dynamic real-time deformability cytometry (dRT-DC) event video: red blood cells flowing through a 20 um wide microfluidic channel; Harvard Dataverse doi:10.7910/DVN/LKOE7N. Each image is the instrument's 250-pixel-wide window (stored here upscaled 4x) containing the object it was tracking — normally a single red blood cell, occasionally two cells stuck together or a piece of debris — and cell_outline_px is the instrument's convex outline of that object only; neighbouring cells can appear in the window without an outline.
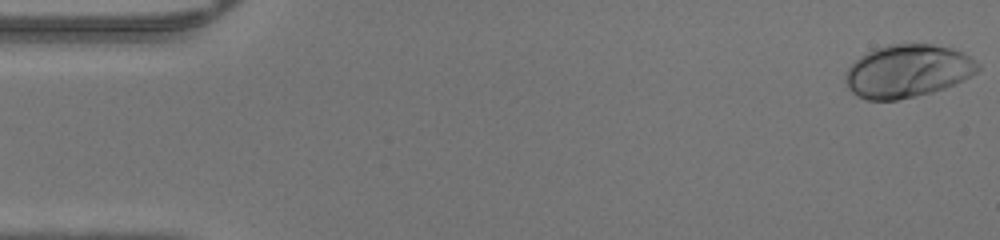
{"species": "human", "species_latin": "Homo sapiens", "temperature_condition": "warm", "stored_images_in_passage": 47, "camera_frame_rate_fps": 3000, "um_per_image_px": 0.085, "donor": {"sex": "male"}, "frame": {"image": 1, "passage_image": 1, "time_ms": 0.0, "image_size_px": [1000, 240], "cell_outline_px": [[980, 68], [976, 72], [944, 88], [932, 92], [916, 96], [896, 100], [868, 100], [852, 92], [848, 88], [844, 80], [844, 72], [860, 56], [876, 48], [888, 44], [932, 44], [952, 48], [968, 56], [980, 64]], "centroid_in_image_um": [77.1, 6.04], "position_along_channel_um": 7.9, "area_um2": 40.46}}
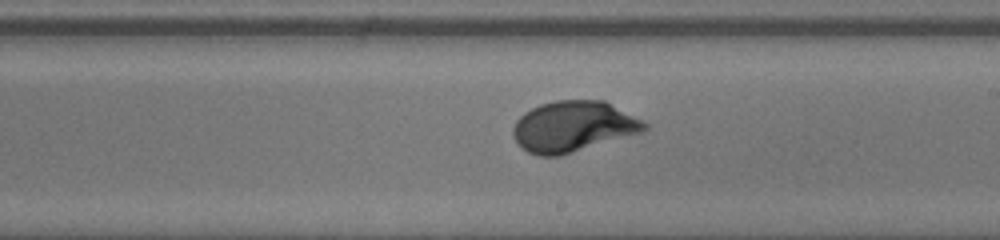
{"frame": {"image": 2, "passage_image": 27, "time_ms": 8.667, "image_size_px": [1000, 240], "cell_outline_px": [[648, 128], [644, 132], [560, 156], [540, 156], [528, 152], [516, 140], [512, 132], [512, 128], [516, 120], [524, 112], [540, 104], [556, 100], [604, 100], [648, 124]], "centroid_in_image_um": [48.73, 10.75], "position_along_channel_um": 240.3, "area_um2": 38.78}}
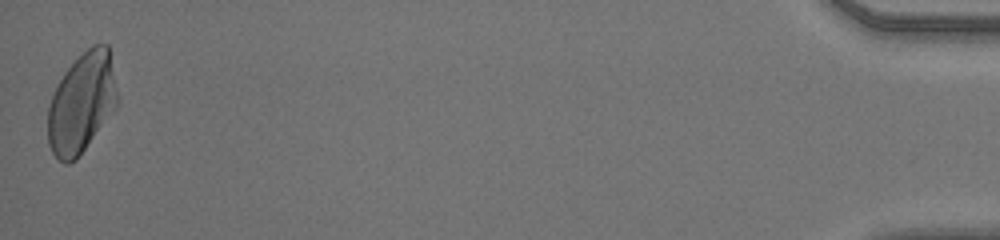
{"frame": {"image": 3, "passage_image": 47, "time_ms": 15.333, "image_size_px": [1000, 240], "cell_outline_px": [[116, 108], [76, 160], [68, 164], [64, 164], [52, 152], [48, 144], [48, 108], [52, 96], [64, 72], [92, 44], [108, 44], [116, 92]], "centroid_in_image_um": [6.92, 8.79], "position_along_channel_um": 428.3, "area_um2": 39.82}}